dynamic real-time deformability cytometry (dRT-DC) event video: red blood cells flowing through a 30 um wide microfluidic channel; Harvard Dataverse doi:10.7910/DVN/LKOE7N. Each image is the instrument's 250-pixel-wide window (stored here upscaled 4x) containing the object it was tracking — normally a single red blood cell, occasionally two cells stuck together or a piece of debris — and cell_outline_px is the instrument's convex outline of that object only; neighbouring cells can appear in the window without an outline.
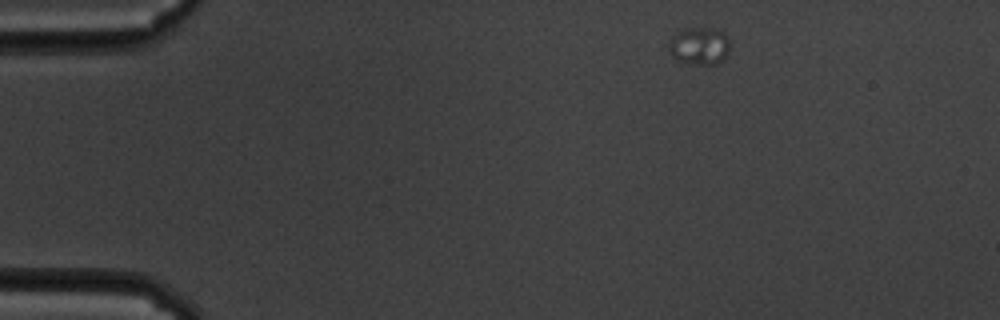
{"species": "common noctule bat (a hibernating species)", "species_latin": "Nyctalus noctula", "temperature_condition": "cold", "stored_images_in_passage": 20, "camera_frame_rate_fps": 3000, "um_per_image_px": 0.085, "animal": {"sex": "male", "body_mass_g": 19.5, "forearm_length_mm": 54.6}, "frame": {"image": 1, "passage_image": 1, "time_ms": 0.0, "image_size_px": [1000, 320], "cell_outline_px": [[728, 52], [716, 64], [700, 64], [680, 60], [672, 56], [668, 52], [668, 44], [672, 36], [684, 28], [712, 28], [724, 32], [728, 36]], "centroid_in_image_um": [59.42, 3.87], "position_along_channel_um": 25.6, "area_um2": 13.12}}
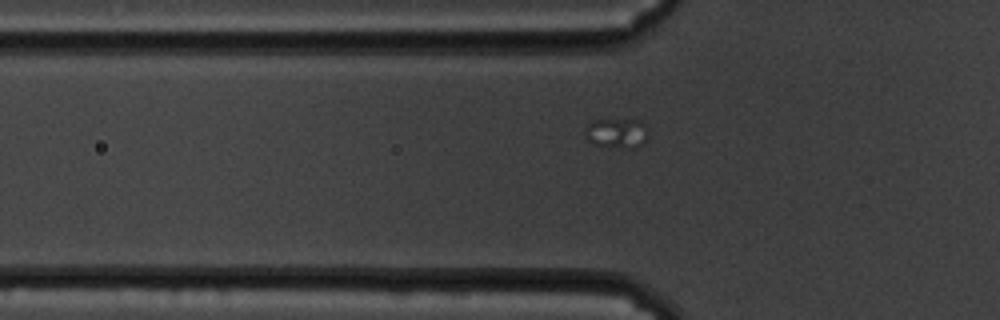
{"frame": {"image": 2, "passage_image": 12, "time_ms": 3.667, "image_size_px": [1000, 320], "cell_outline_px": [[648, 136], [644, 144], [632, 148], [628, 148], [596, 144], [588, 140], [584, 136], [584, 128], [592, 120], [640, 120], [648, 124]], "centroid_in_image_um": [52.47, 11.29], "position_along_channel_um": 73.3, "area_um2": 11.1}}
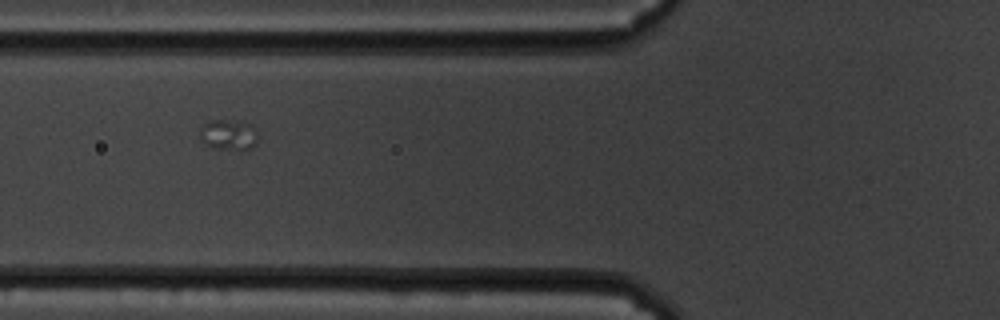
{"frame": {"image": 3, "passage_image": 15, "time_ms": 4.667, "image_size_px": [1000, 320], "cell_outline_px": [[256, 144], [252, 148], [240, 152], [212, 148], [204, 144], [200, 140], [200, 128], [204, 124], [212, 120], [228, 120], [252, 124], [256, 136]], "centroid_in_image_um": [19.41, 11.51], "position_along_channel_um": 106.4, "area_um2": 10.64}}